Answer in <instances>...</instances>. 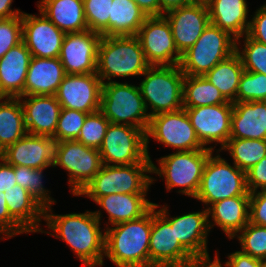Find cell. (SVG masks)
Here are the masks:
<instances>
[{
	"label": "cell",
	"mask_w": 266,
	"mask_h": 267,
	"mask_svg": "<svg viewBox=\"0 0 266 267\" xmlns=\"http://www.w3.org/2000/svg\"><path fill=\"white\" fill-rule=\"evenodd\" d=\"M51 206L44 208V221L48 229L41 230L50 236L61 239L69 245L83 267L104 265L105 231L99 227L102 220L101 212L86 210L84 213L53 214ZM55 233V234H54ZM104 233V234H103Z\"/></svg>",
	"instance_id": "obj_1"
},
{
	"label": "cell",
	"mask_w": 266,
	"mask_h": 267,
	"mask_svg": "<svg viewBox=\"0 0 266 267\" xmlns=\"http://www.w3.org/2000/svg\"><path fill=\"white\" fill-rule=\"evenodd\" d=\"M150 235L151 208L137 219L105 229L104 256L117 267H149Z\"/></svg>",
	"instance_id": "obj_2"
},
{
	"label": "cell",
	"mask_w": 266,
	"mask_h": 267,
	"mask_svg": "<svg viewBox=\"0 0 266 267\" xmlns=\"http://www.w3.org/2000/svg\"><path fill=\"white\" fill-rule=\"evenodd\" d=\"M150 66L136 35L101 37L96 74L102 83L112 82V77L140 76Z\"/></svg>",
	"instance_id": "obj_3"
},
{
	"label": "cell",
	"mask_w": 266,
	"mask_h": 267,
	"mask_svg": "<svg viewBox=\"0 0 266 267\" xmlns=\"http://www.w3.org/2000/svg\"><path fill=\"white\" fill-rule=\"evenodd\" d=\"M153 161L147 157L141 163L129 165H102L100 171L77 196H86L94 202L110 194H147L156 179L152 173Z\"/></svg>",
	"instance_id": "obj_4"
},
{
	"label": "cell",
	"mask_w": 266,
	"mask_h": 267,
	"mask_svg": "<svg viewBox=\"0 0 266 267\" xmlns=\"http://www.w3.org/2000/svg\"><path fill=\"white\" fill-rule=\"evenodd\" d=\"M141 76L139 88L150 117L183 108L185 75L179 65L150 66Z\"/></svg>",
	"instance_id": "obj_5"
},
{
	"label": "cell",
	"mask_w": 266,
	"mask_h": 267,
	"mask_svg": "<svg viewBox=\"0 0 266 267\" xmlns=\"http://www.w3.org/2000/svg\"><path fill=\"white\" fill-rule=\"evenodd\" d=\"M206 149L174 152L157 160L159 167L152 163V174L164 177L168 191L180 187L178 193L195 198L208 157L215 151Z\"/></svg>",
	"instance_id": "obj_6"
},
{
	"label": "cell",
	"mask_w": 266,
	"mask_h": 267,
	"mask_svg": "<svg viewBox=\"0 0 266 267\" xmlns=\"http://www.w3.org/2000/svg\"><path fill=\"white\" fill-rule=\"evenodd\" d=\"M235 52L236 38L209 23L194 45L182 54L179 66L184 75L204 76Z\"/></svg>",
	"instance_id": "obj_7"
},
{
	"label": "cell",
	"mask_w": 266,
	"mask_h": 267,
	"mask_svg": "<svg viewBox=\"0 0 266 267\" xmlns=\"http://www.w3.org/2000/svg\"><path fill=\"white\" fill-rule=\"evenodd\" d=\"M220 151L212 153L205 164L201 183L194 199L209 205L234 196H250L246 185V172L234 163L231 166L221 158Z\"/></svg>",
	"instance_id": "obj_8"
},
{
	"label": "cell",
	"mask_w": 266,
	"mask_h": 267,
	"mask_svg": "<svg viewBox=\"0 0 266 267\" xmlns=\"http://www.w3.org/2000/svg\"><path fill=\"white\" fill-rule=\"evenodd\" d=\"M100 111L114 124L148 128L150 116L139 86L112 81L102 83Z\"/></svg>",
	"instance_id": "obj_9"
},
{
	"label": "cell",
	"mask_w": 266,
	"mask_h": 267,
	"mask_svg": "<svg viewBox=\"0 0 266 267\" xmlns=\"http://www.w3.org/2000/svg\"><path fill=\"white\" fill-rule=\"evenodd\" d=\"M99 150L85 146L77 140L56 142L54 165L69 173L68 184L72 195L77 196L102 167Z\"/></svg>",
	"instance_id": "obj_10"
},
{
	"label": "cell",
	"mask_w": 266,
	"mask_h": 267,
	"mask_svg": "<svg viewBox=\"0 0 266 267\" xmlns=\"http://www.w3.org/2000/svg\"><path fill=\"white\" fill-rule=\"evenodd\" d=\"M145 136L146 152L150 159L148 152L150 137L158 143L164 144L165 147L176 149V152L206 149L197 138L184 108L150 117Z\"/></svg>",
	"instance_id": "obj_11"
},
{
	"label": "cell",
	"mask_w": 266,
	"mask_h": 267,
	"mask_svg": "<svg viewBox=\"0 0 266 267\" xmlns=\"http://www.w3.org/2000/svg\"><path fill=\"white\" fill-rule=\"evenodd\" d=\"M98 150L103 165L141 163L148 157L145 131L130 125L110 123Z\"/></svg>",
	"instance_id": "obj_12"
},
{
	"label": "cell",
	"mask_w": 266,
	"mask_h": 267,
	"mask_svg": "<svg viewBox=\"0 0 266 267\" xmlns=\"http://www.w3.org/2000/svg\"><path fill=\"white\" fill-rule=\"evenodd\" d=\"M151 207V235L149 241V267H185L194 257L180 244L174 227Z\"/></svg>",
	"instance_id": "obj_13"
},
{
	"label": "cell",
	"mask_w": 266,
	"mask_h": 267,
	"mask_svg": "<svg viewBox=\"0 0 266 267\" xmlns=\"http://www.w3.org/2000/svg\"><path fill=\"white\" fill-rule=\"evenodd\" d=\"M136 36L151 66L179 65L182 55L176 48L170 24L164 16H148Z\"/></svg>",
	"instance_id": "obj_14"
},
{
	"label": "cell",
	"mask_w": 266,
	"mask_h": 267,
	"mask_svg": "<svg viewBox=\"0 0 266 267\" xmlns=\"http://www.w3.org/2000/svg\"><path fill=\"white\" fill-rule=\"evenodd\" d=\"M184 109L205 148L211 143H218L222 148L230 139L232 102Z\"/></svg>",
	"instance_id": "obj_15"
},
{
	"label": "cell",
	"mask_w": 266,
	"mask_h": 267,
	"mask_svg": "<svg viewBox=\"0 0 266 267\" xmlns=\"http://www.w3.org/2000/svg\"><path fill=\"white\" fill-rule=\"evenodd\" d=\"M102 81L96 73L66 74L55 97L61 108L88 114L100 110Z\"/></svg>",
	"instance_id": "obj_16"
},
{
	"label": "cell",
	"mask_w": 266,
	"mask_h": 267,
	"mask_svg": "<svg viewBox=\"0 0 266 267\" xmlns=\"http://www.w3.org/2000/svg\"><path fill=\"white\" fill-rule=\"evenodd\" d=\"M101 37L89 29L65 34L59 60L66 74L96 73Z\"/></svg>",
	"instance_id": "obj_17"
},
{
	"label": "cell",
	"mask_w": 266,
	"mask_h": 267,
	"mask_svg": "<svg viewBox=\"0 0 266 267\" xmlns=\"http://www.w3.org/2000/svg\"><path fill=\"white\" fill-rule=\"evenodd\" d=\"M40 15V16H39ZM22 14V42L32 57H59L65 32L57 28L42 12Z\"/></svg>",
	"instance_id": "obj_18"
},
{
	"label": "cell",
	"mask_w": 266,
	"mask_h": 267,
	"mask_svg": "<svg viewBox=\"0 0 266 267\" xmlns=\"http://www.w3.org/2000/svg\"><path fill=\"white\" fill-rule=\"evenodd\" d=\"M163 16L170 24L176 48L181 55L194 45L210 23L207 3L202 1L170 10Z\"/></svg>",
	"instance_id": "obj_19"
},
{
	"label": "cell",
	"mask_w": 266,
	"mask_h": 267,
	"mask_svg": "<svg viewBox=\"0 0 266 267\" xmlns=\"http://www.w3.org/2000/svg\"><path fill=\"white\" fill-rule=\"evenodd\" d=\"M168 205L157 210L174 227V233L180 244L194 257H208V232H210L207 209L197 212L170 216Z\"/></svg>",
	"instance_id": "obj_20"
},
{
	"label": "cell",
	"mask_w": 266,
	"mask_h": 267,
	"mask_svg": "<svg viewBox=\"0 0 266 267\" xmlns=\"http://www.w3.org/2000/svg\"><path fill=\"white\" fill-rule=\"evenodd\" d=\"M56 142L52 137L26 134L8 146L1 155L12 166H26L34 169L54 165Z\"/></svg>",
	"instance_id": "obj_21"
},
{
	"label": "cell",
	"mask_w": 266,
	"mask_h": 267,
	"mask_svg": "<svg viewBox=\"0 0 266 267\" xmlns=\"http://www.w3.org/2000/svg\"><path fill=\"white\" fill-rule=\"evenodd\" d=\"M27 134L54 137L61 105L55 95L19 97Z\"/></svg>",
	"instance_id": "obj_22"
},
{
	"label": "cell",
	"mask_w": 266,
	"mask_h": 267,
	"mask_svg": "<svg viewBox=\"0 0 266 267\" xmlns=\"http://www.w3.org/2000/svg\"><path fill=\"white\" fill-rule=\"evenodd\" d=\"M32 55L21 42L0 58V97L24 96V84Z\"/></svg>",
	"instance_id": "obj_23"
},
{
	"label": "cell",
	"mask_w": 266,
	"mask_h": 267,
	"mask_svg": "<svg viewBox=\"0 0 266 267\" xmlns=\"http://www.w3.org/2000/svg\"><path fill=\"white\" fill-rule=\"evenodd\" d=\"M65 76L59 57H32L24 84V96L55 95Z\"/></svg>",
	"instance_id": "obj_24"
},
{
	"label": "cell",
	"mask_w": 266,
	"mask_h": 267,
	"mask_svg": "<svg viewBox=\"0 0 266 267\" xmlns=\"http://www.w3.org/2000/svg\"><path fill=\"white\" fill-rule=\"evenodd\" d=\"M210 23L229 32L240 46L241 37L246 35L250 25L246 0H207Z\"/></svg>",
	"instance_id": "obj_25"
},
{
	"label": "cell",
	"mask_w": 266,
	"mask_h": 267,
	"mask_svg": "<svg viewBox=\"0 0 266 267\" xmlns=\"http://www.w3.org/2000/svg\"><path fill=\"white\" fill-rule=\"evenodd\" d=\"M230 139L266 140V103L234 102Z\"/></svg>",
	"instance_id": "obj_26"
},
{
	"label": "cell",
	"mask_w": 266,
	"mask_h": 267,
	"mask_svg": "<svg viewBox=\"0 0 266 267\" xmlns=\"http://www.w3.org/2000/svg\"><path fill=\"white\" fill-rule=\"evenodd\" d=\"M250 196H234L218 201L207 209L209 229L221 228L229 239H232L249 223ZM214 221V222H213Z\"/></svg>",
	"instance_id": "obj_27"
},
{
	"label": "cell",
	"mask_w": 266,
	"mask_h": 267,
	"mask_svg": "<svg viewBox=\"0 0 266 267\" xmlns=\"http://www.w3.org/2000/svg\"><path fill=\"white\" fill-rule=\"evenodd\" d=\"M5 200L11 217L27 232L40 233V221L44 218V207L29 193L16 184L5 190Z\"/></svg>",
	"instance_id": "obj_28"
},
{
	"label": "cell",
	"mask_w": 266,
	"mask_h": 267,
	"mask_svg": "<svg viewBox=\"0 0 266 267\" xmlns=\"http://www.w3.org/2000/svg\"><path fill=\"white\" fill-rule=\"evenodd\" d=\"M147 194H110L99 197L95 203L108 213L109 224L117 225L143 216L153 205Z\"/></svg>",
	"instance_id": "obj_29"
},
{
	"label": "cell",
	"mask_w": 266,
	"mask_h": 267,
	"mask_svg": "<svg viewBox=\"0 0 266 267\" xmlns=\"http://www.w3.org/2000/svg\"><path fill=\"white\" fill-rule=\"evenodd\" d=\"M37 7L65 33L88 30L83 0H40Z\"/></svg>",
	"instance_id": "obj_30"
},
{
	"label": "cell",
	"mask_w": 266,
	"mask_h": 267,
	"mask_svg": "<svg viewBox=\"0 0 266 267\" xmlns=\"http://www.w3.org/2000/svg\"><path fill=\"white\" fill-rule=\"evenodd\" d=\"M244 72L237 52L215 65L204 77L215 86L229 102H236L239 82Z\"/></svg>",
	"instance_id": "obj_31"
},
{
	"label": "cell",
	"mask_w": 266,
	"mask_h": 267,
	"mask_svg": "<svg viewBox=\"0 0 266 267\" xmlns=\"http://www.w3.org/2000/svg\"><path fill=\"white\" fill-rule=\"evenodd\" d=\"M147 14L133 0H113L109 16V36H134Z\"/></svg>",
	"instance_id": "obj_32"
},
{
	"label": "cell",
	"mask_w": 266,
	"mask_h": 267,
	"mask_svg": "<svg viewBox=\"0 0 266 267\" xmlns=\"http://www.w3.org/2000/svg\"><path fill=\"white\" fill-rule=\"evenodd\" d=\"M26 134L19 98L0 97V150L3 152Z\"/></svg>",
	"instance_id": "obj_33"
},
{
	"label": "cell",
	"mask_w": 266,
	"mask_h": 267,
	"mask_svg": "<svg viewBox=\"0 0 266 267\" xmlns=\"http://www.w3.org/2000/svg\"><path fill=\"white\" fill-rule=\"evenodd\" d=\"M221 92L204 76L185 75L183 81V108L227 103Z\"/></svg>",
	"instance_id": "obj_34"
},
{
	"label": "cell",
	"mask_w": 266,
	"mask_h": 267,
	"mask_svg": "<svg viewBox=\"0 0 266 267\" xmlns=\"http://www.w3.org/2000/svg\"><path fill=\"white\" fill-rule=\"evenodd\" d=\"M228 151L233 162L243 171L249 170L266 156V140L229 139L218 151Z\"/></svg>",
	"instance_id": "obj_35"
},
{
	"label": "cell",
	"mask_w": 266,
	"mask_h": 267,
	"mask_svg": "<svg viewBox=\"0 0 266 267\" xmlns=\"http://www.w3.org/2000/svg\"><path fill=\"white\" fill-rule=\"evenodd\" d=\"M44 169H34L26 166H14L16 183L29 193L44 207L52 206L56 200L52 198L48 189L43 186Z\"/></svg>",
	"instance_id": "obj_36"
},
{
	"label": "cell",
	"mask_w": 266,
	"mask_h": 267,
	"mask_svg": "<svg viewBox=\"0 0 266 267\" xmlns=\"http://www.w3.org/2000/svg\"><path fill=\"white\" fill-rule=\"evenodd\" d=\"M237 237L241 250L260 260H266V226L248 223L232 239Z\"/></svg>",
	"instance_id": "obj_37"
},
{
	"label": "cell",
	"mask_w": 266,
	"mask_h": 267,
	"mask_svg": "<svg viewBox=\"0 0 266 267\" xmlns=\"http://www.w3.org/2000/svg\"><path fill=\"white\" fill-rule=\"evenodd\" d=\"M113 0H83L84 13L89 30L109 36V16Z\"/></svg>",
	"instance_id": "obj_38"
},
{
	"label": "cell",
	"mask_w": 266,
	"mask_h": 267,
	"mask_svg": "<svg viewBox=\"0 0 266 267\" xmlns=\"http://www.w3.org/2000/svg\"><path fill=\"white\" fill-rule=\"evenodd\" d=\"M242 39L243 48L236 46V52L242 60L244 70L266 75V45L250 38L247 34L242 36Z\"/></svg>",
	"instance_id": "obj_39"
},
{
	"label": "cell",
	"mask_w": 266,
	"mask_h": 267,
	"mask_svg": "<svg viewBox=\"0 0 266 267\" xmlns=\"http://www.w3.org/2000/svg\"><path fill=\"white\" fill-rule=\"evenodd\" d=\"M109 124L110 121L100 110L90 113L87 115L76 140L85 146L99 149Z\"/></svg>",
	"instance_id": "obj_40"
},
{
	"label": "cell",
	"mask_w": 266,
	"mask_h": 267,
	"mask_svg": "<svg viewBox=\"0 0 266 267\" xmlns=\"http://www.w3.org/2000/svg\"><path fill=\"white\" fill-rule=\"evenodd\" d=\"M87 115L86 112L61 108L53 140L55 142L76 140Z\"/></svg>",
	"instance_id": "obj_41"
},
{
	"label": "cell",
	"mask_w": 266,
	"mask_h": 267,
	"mask_svg": "<svg viewBox=\"0 0 266 267\" xmlns=\"http://www.w3.org/2000/svg\"><path fill=\"white\" fill-rule=\"evenodd\" d=\"M266 98V75L243 72L236 95V102L264 101Z\"/></svg>",
	"instance_id": "obj_42"
},
{
	"label": "cell",
	"mask_w": 266,
	"mask_h": 267,
	"mask_svg": "<svg viewBox=\"0 0 266 267\" xmlns=\"http://www.w3.org/2000/svg\"><path fill=\"white\" fill-rule=\"evenodd\" d=\"M22 42V15L0 19V58Z\"/></svg>",
	"instance_id": "obj_43"
},
{
	"label": "cell",
	"mask_w": 266,
	"mask_h": 267,
	"mask_svg": "<svg viewBox=\"0 0 266 267\" xmlns=\"http://www.w3.org/2000/svg\"><path fill=\"white\" fill-rule=\"evenodd\" d=\"M28 234L9 214L5 200V192H0V235L1 240L12 238L18 234ZM4 235V236H3Z\"/></svg>",
	"instance_id": "obj_44"
},
{
	"label": "cell",
	"mask_w": 266,
	"mask_h": 267,
	"mask_svg": "<svg viewBox=\"0 0 266 267\" xmlns=\"http://www.w3.org/2000/svg\"><path fill=\"white\" fill-rule=\"evenodd\" d=\"M249 222L266 226V189L250 193Z\"/></svg>",
	"instance_id": "obj_45"
},
{
	"label": "cell",
	"mask_w": 266,
	"mask_h": 267,
	"mask_svg": "<svg viewBox=\"0 0 266 267\" xmlns=\"http://www.w3.org/2000/svg\"><path fill=\"white\" fill-rule=\"evenodd\" d=\"M246 185L249 193L266 189V156L246 171Z\"/></svg>",
	"instance_id": "obj_46"
},
{
	"label": "cell",
	"mask_w": 266,
	"mask_h": 267,
	"mask_svg": "<svg viewBox=\"0 0 266 267\" xmlns=\"http://www.w3.org/2000/svg\"><path fill=\"white\" fill-rule=\"evenodd\" d=\"M247 35L266 45V3L260 6L250 19Z\"/></svg>",
	"instance_id": "obj_47"
},
{
	"label": "cell",
	"mask_w": 266,
	"mask_h": 267,
	"mask_svg": "<svg viewBox=\"0 0 266 267\" xmlns=\"http://www.w3.org/2000/svg\"><path fill=\"white\" fill-rule=\"evenodd\" d=\"M224 267H264V261L254 258L242 251H235L228 255Z\"/></svg>",
	"instance_id": "obj_48"
},
{
	"label": "cell",
	"mask_w": 266,
	"mask_h": 267,
	"mask_svg": "<svg viewBox=\"0 0 266 267\" xmlns=\"http://www.w3.org/2000/svg\"><path fill=\"white\" fill-rule=\"evenodd\" d=\"M16 184L14 166L8 164L3 158L0 157V192L9 190Z\"/></svg>",
	"instance_id": "obj_49"
},
{
	"label": "cell",
	"mask_w": 266,
	"mask_h": 267,
	"mask_svg": "<svg viewBox=\"0 0 266 267\" xmlns=\"http://www.w3.org/2000/svg\"><path fill=\"white\" fill-rule=\"evenodd\" d=\"M147 16H160L159 0H133Z\"/></svg>",
	"instance_id": "obj_50"
},
{
	"label": "cell",
	"mask_w": 266,
	"mask_h": 267,
	"mask_svg": "<svg viewBox=\"0 0 266 267\" xmlns=\"http://www.w3.org/2000/svg\"><path fill=\"white\" fill-rule=\"evenodd\" d=\"M218 255V252L215 253L213 261H211L210 256L194 258L185 267H223Z\"/></svg>",
	"instance_id": "obj_51"
},
{
	"label": "cell",
	"mask_w": 266,
	"mask_h": 267,
	"mask_svg": "<svg viewBox=\"0 0 266 267\" xmlns=\"http://www.w3.org/2000/svg\"><path fill=\"white\" fill-rule=\"evenodd\" d=\"M159 2L160 16H163L166 12L191 4L195 2V0H159Z\"/></svg>",
	"instance_id": "obj_52"
},
{
	"label": "cell",
	"mask_w": 266,
	"mask_h": 267,
	"mask_svg": "<svg viewBox=\"0 0 266 267\" xmlns=\"http://www.w3.org/2000/svg\"><path fill=\"white\" fill-rule=\"evenodd\" d=\"M13 0H0V19H9L22 15L24 12H21L19 9H12Z\"/></svg>",
	"instance_id": "obj_53"
},
{
	"label": "cell",
	"mask_w": 266,
	"mask_h": 267,
	"mask_svg": "<svg viewBox=\"0 0 266 267\" xmlns=\"http://www.w3.org/2000/svg\"><path fill=\"white\" fill-rule=\"evenodd\" d=\"M195 1H202V2H206L207 0H195Z\"/></svg>",
	"instance_id": "obj_54"
}]
</instances>
